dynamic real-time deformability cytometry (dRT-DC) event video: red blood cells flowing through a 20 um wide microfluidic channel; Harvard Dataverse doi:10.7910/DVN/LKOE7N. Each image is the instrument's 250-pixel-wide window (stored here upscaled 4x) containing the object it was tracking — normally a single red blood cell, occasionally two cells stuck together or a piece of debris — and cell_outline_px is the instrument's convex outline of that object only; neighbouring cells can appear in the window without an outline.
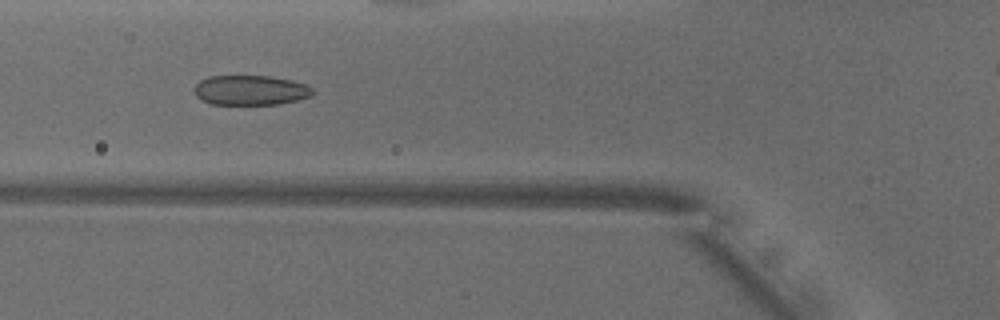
{"species": "common noctule bat (a hibernating species)", "species_latin": "Nyctalus noctula", "temperature_condition": "warm", "stored_images_in_passage": 45, "camera_frame_rate_fps": 3000, "um_per_image_px": 0.085, "animal": {"sex": "male", "body_mass_g": 18.8}, "frame": {"image": 1, "passage_image": 18, "time_ms": 5.667, "image_size_px": [1000, 320], "cell_outline_px": [[312, 96], [300, 100], [276, 104], [212, 104], [200, 100], [196, 96], [196, 84], [200, 80], [208, 76], [268, 76], [292, 80], [308, 84], [312, 88]], "centroid_in_image_um": [21.32, 7.67], "position_along_channel_um": 104.5, "area_um2": 20.63}}
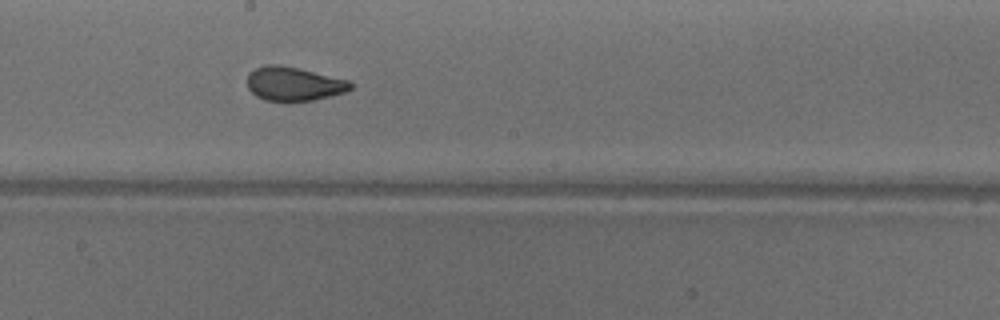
{"frame": {"image": 2, "passage_image": 27, "time_ms": 8.667, "image_size_px": [1000, 320], "cell_outline_px": [[352, 88], [344, 92], [312, 100], [288, 104], [284, 104], [264, 100], [256, 96], [248, 88], [248, 72], [264, 64], [280, 64], [300, 68], [348, 80], [352, 84]], "centroid_in_image_um": [24.92, 7.15], "position_along_channel_um": 223.3, "area_um2": 20.98}}
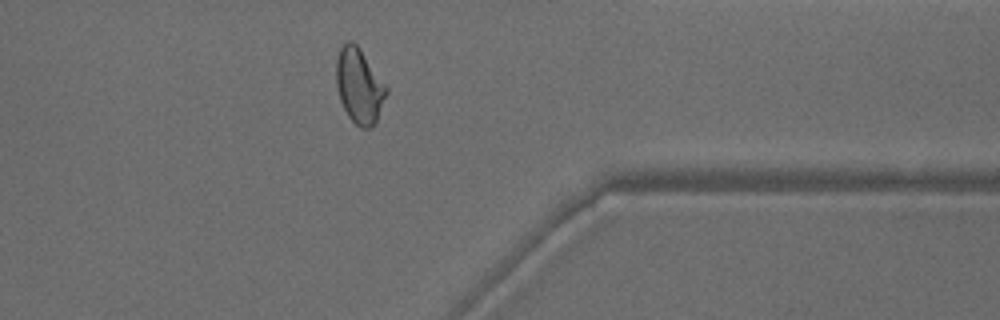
{"frame": {"image": 3, "passage_image": 40, "time_ms": 13.0, "image_size_px": [1000, 320], "cell_outline_px": [[388, 92], [376, 120], [372, 128], [360, 128], [348, 116], [340, 100], [336, 84], [336, 60], [340, 48], [348, 40], [352, 40], [360, 48], [388, 88]], "centroid_in_image_um": [30.53, 7.29], "position_along_channel_um": 380.9, "area_um2": 21.79}, "authors_computed_cell_mechanics": {"area_um2": 21.7906, "velocity_mm_per_s": 3.9508, "shape_relaxation_time_tau1_ms": 7.0761, "shape_relaxation_time_tau2_ms": 0.9501, "deformation_change_tau1": 0.1722, "deformation_change_tau2": 0.0626}}